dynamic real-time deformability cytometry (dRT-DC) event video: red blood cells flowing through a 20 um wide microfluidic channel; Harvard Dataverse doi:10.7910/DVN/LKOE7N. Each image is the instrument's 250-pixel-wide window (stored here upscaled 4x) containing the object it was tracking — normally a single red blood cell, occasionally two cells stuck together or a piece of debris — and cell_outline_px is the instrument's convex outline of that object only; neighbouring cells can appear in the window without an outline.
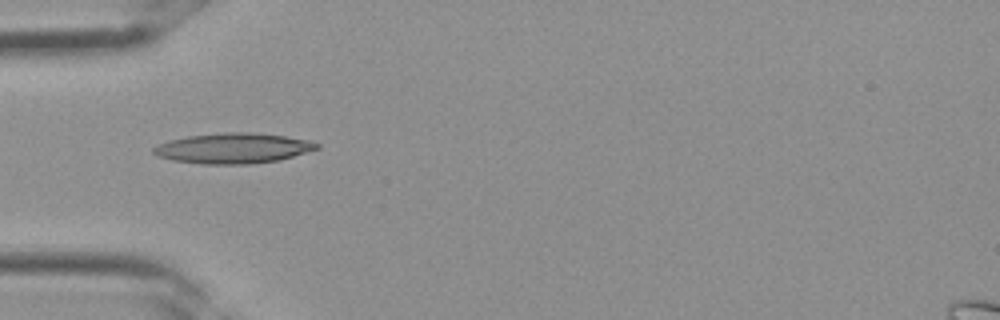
{"species": "Egyptian fruit bat (a non-hibernating species)", "species_latin": "Rousettus aegyptiacus", "temperature_condition": "room temperature", "stored_images_in_passage": 4, "camera_frame_rate_fps": 3000, "um_per_image_px": 0.085, "frame": {"image": 1, "passage_image": 4, "time_ms": 1.0, "image_size_px": [1000, 320], "cell_outline_px": [[320, 148], [280, 160], [248, 164], [200, 164], [172, 160], [156, 156], [152, 152], [152, 148], [160, 144], [172, 140], [188, 136], [224, 132], [248, 132], [284, 136], [308, 140], [320, 144]], "centroid_in_image_um": [19.82, 12.61], "position_along_channel_um": 65.2, "area_um2": 28.78}}